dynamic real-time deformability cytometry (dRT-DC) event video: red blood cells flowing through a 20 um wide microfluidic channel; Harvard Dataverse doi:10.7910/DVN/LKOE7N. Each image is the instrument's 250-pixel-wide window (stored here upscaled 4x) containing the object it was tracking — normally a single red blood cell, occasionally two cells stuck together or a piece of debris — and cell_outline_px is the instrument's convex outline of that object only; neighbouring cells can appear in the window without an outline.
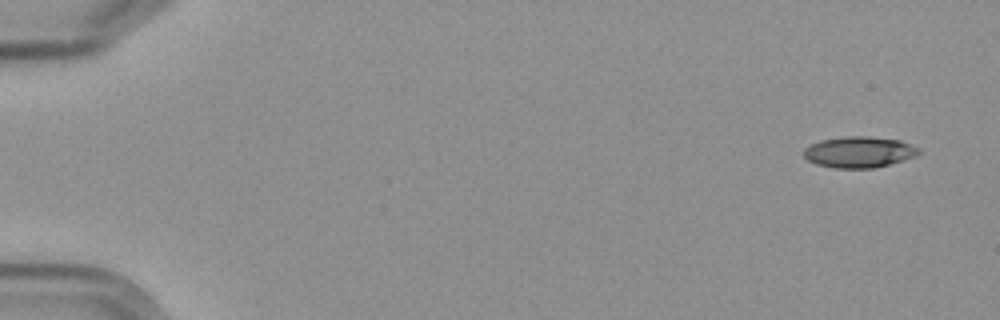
{"species": "Egyptian fruit bat (a non-hibernating species)", "species_latin": "Rousettus aegyptiacus", "temperature_condition": "cold", "stored_images_in_passage": 5, "camera_frame_rate_fps": 3000, "um_per_image_px": 0.085, "frame": {"image": 1, "passage_image": 1, "time_ms": 0.0, "image_size_px": [1000, 320], "cell_outline_px": [[920, 152], [916, 156], [888, 164], [872, 168], [832, 168], [816, 164], [808, 160], [804, 156], [804, 148], [812, 144], [824, 140], [844, 136], [864, 136], [900, 140], [920, 148]], "centroid_in_image_um": [73.02, 12.93], "position_along_channel_um": 12.0, "area_um2": 20.63}}
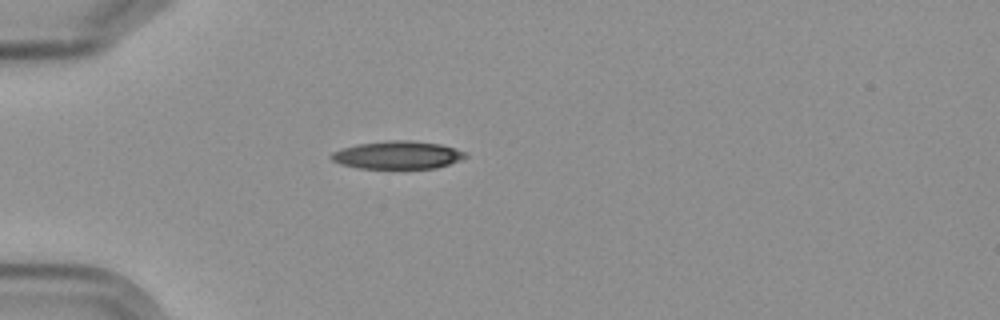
{"frame": {"image": 2, "passage_image": 5, "time_ms": 4.667, "image_size_px": [1000, 320], "cell_outline_px": [[468, 156], [460, 160], [436, 168], [356, 168], [340, 164], [332, 160], [328, 156], [332, 152], [356, 144], [388, 140], [412, 140], [440, 144], [468, 152]], "centroid_in_image_um": [33.79, 13.17], "position_along_channel_um": 51.2, "area_um2": 21.91}}